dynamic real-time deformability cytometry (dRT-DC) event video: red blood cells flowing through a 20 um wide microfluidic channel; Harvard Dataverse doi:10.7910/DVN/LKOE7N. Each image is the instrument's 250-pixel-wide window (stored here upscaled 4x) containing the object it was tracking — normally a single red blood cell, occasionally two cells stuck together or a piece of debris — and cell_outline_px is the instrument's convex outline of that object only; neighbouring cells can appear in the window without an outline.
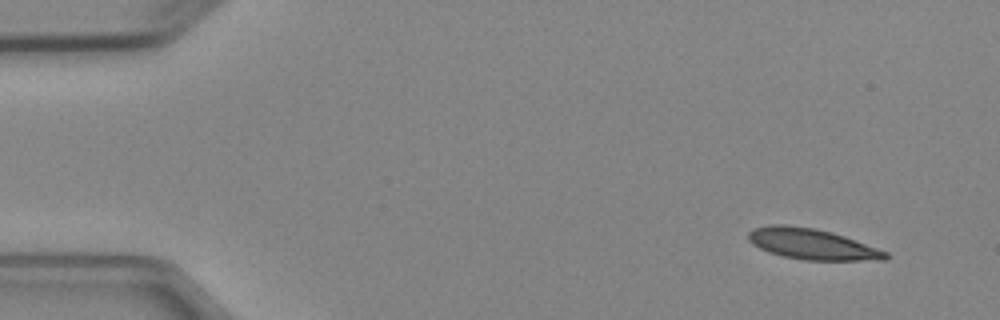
{"species": "Egyptian fruit bat (a non-hibernating species)", "species_latin": "Rousettus aegyptiacus", "temperature_condition": "cold", "stored_images_in_passage": 4, "camera_frame_rate_fps": 3000, "um_per_image_px": 0.085, "animal": {"sex": "female"}, "frame": {"image": 1, "passage_image": 1, "time_ms": 0.0, "image_size_px": [1000, 320], "cell_outline_px": [[888, 256], [884, 260], [804, 260], [784, 256], [768, 252], [752, 244], [748, 240], [748, 232], [752, 228], [768, 224], [784, 224], [812, 228], [832, 232], [844, 236], [888, 252]], "centroid_in_image_um": [68.97, 20.73], "position_along_channel_um": 16.0, "area_um2": 24.57}}
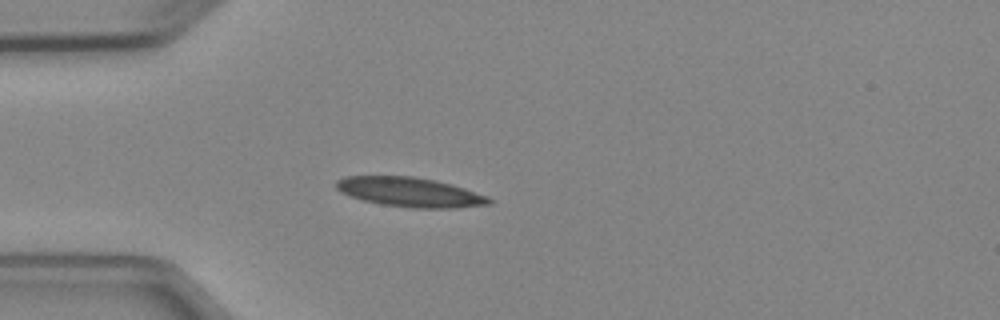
{"frame": {"image": 2, "passage_image": 4, "time_ms": 3.333, "image_size_px": [1000, 320], "cell_outline_px": [[492, 204], [456, 208], [412, 208], [380, 204], [364, 200], [340, 192], [336, 188], [336, 180], [344, 176], [412, 176], [436, 180], [452, 184], [488, 196], [492, 200]], "centroid_in_image_um": [34.86, 16.33], "position_along_channel_um": 50.1, "area_um2": 26.36}}